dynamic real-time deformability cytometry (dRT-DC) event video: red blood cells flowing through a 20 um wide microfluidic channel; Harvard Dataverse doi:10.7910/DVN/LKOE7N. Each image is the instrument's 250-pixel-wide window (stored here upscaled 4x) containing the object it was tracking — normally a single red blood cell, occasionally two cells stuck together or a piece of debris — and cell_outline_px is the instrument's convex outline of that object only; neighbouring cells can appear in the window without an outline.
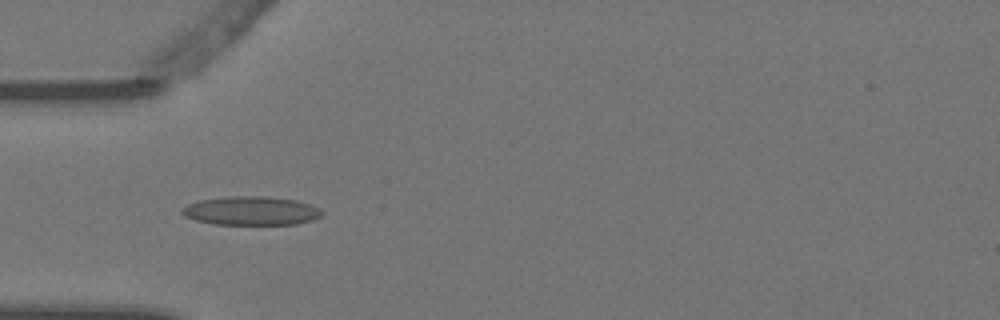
{"species": "Egyptian fruit bat (a non-hibernating species)", "species_latin": "Rousettus aegyptiacus", "temperature_condition": "warm", "stored_images_in_passage": 5, "camera_frame_rate_fps": 3000, "um_per_image_px": 0.085, "animal": {"sex": "female"}, "frame": {"image": 1, "passage_image": 4, "time_ms": 1.0, "image_size_px": [1000, 320], "cell_outline_px": [[324, 212], [320, 216], [312, 220], [296, 224], [216, 224], [196, 220], [184, 216], [180, 212], [180, 208], [188, 204], [200, 200], [232, 196], [264, 196], [296, 200], [320, 208]], "centroid_in_image_um": [21.34, 17.91], "position_along_channel_um": 63.7, "area_um2": 23.35}}
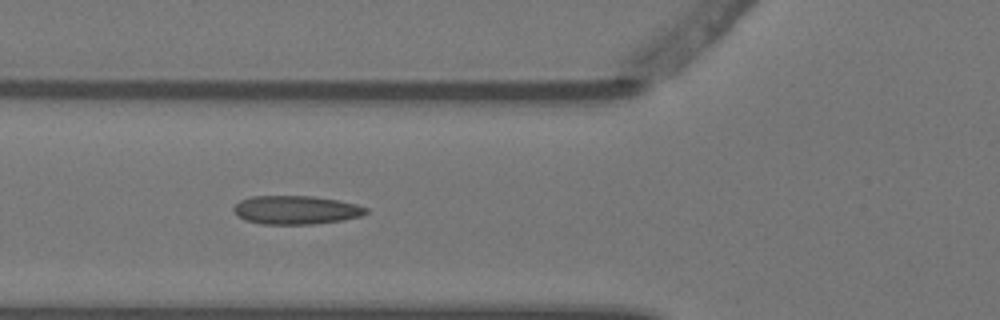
{"frame": {"image": 2, "passage_image": 5, "time_ms": 1.333, "image_size_px": [1000, 320], "cell_outline_px": [[368, 212], [360, 216], [340, 220], [312, 224], [264, 224], [244, 220], [236, 216], [232, 208], [240, 200], [252, 196], [312, 196], [336, 200], [356, 204], [368, 208]], "centroid_in_image_um": [25.11, 17.84], "position_along_channel_um": 100.7, "area_um2": 21.96}}